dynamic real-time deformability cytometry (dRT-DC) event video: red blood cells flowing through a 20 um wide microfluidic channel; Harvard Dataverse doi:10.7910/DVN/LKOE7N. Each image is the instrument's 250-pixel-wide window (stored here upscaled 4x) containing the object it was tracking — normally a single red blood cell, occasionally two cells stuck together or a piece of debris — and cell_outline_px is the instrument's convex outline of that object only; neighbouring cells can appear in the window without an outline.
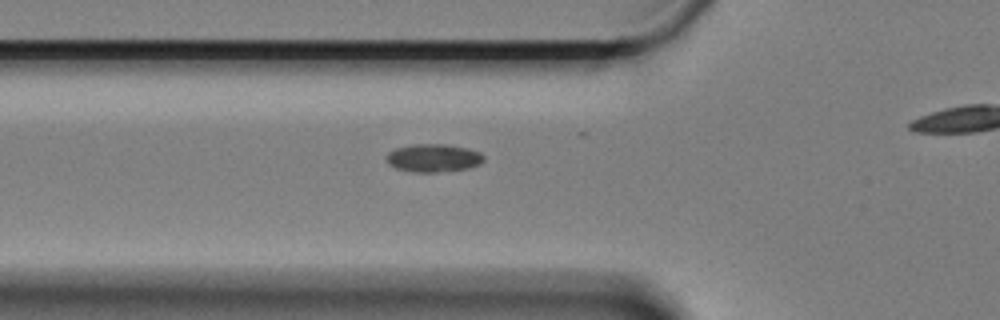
{"species": "Egyptian fruit bat (a non-hibernating species)", "species_latin": "Rousettus aegyptiacus", "temperature_condition": "cold", "stored_images_in_passage": 33, "camera_frame_rate_fps": 3000, "um_per_image_px": 0.085, "animal": {"sex": "female"}, "frame": {"image": 1, "passage_image": 2, "time_ms": 0.333, "image_size_px": [1000, 320], "cell_outline_px": [[484, 160], [480, 164], [468, 168], [436, 172], [412, 172], [396, 168], [388, 164], [388, 152], [396, 148], [416, 144], [444, 144], [468, 148], [480, 152], [484, 156]], "centroid_in_image_um": [36.86, 13.43], "position_along_channel_um": 88.9, "area_um2": 15.78}}
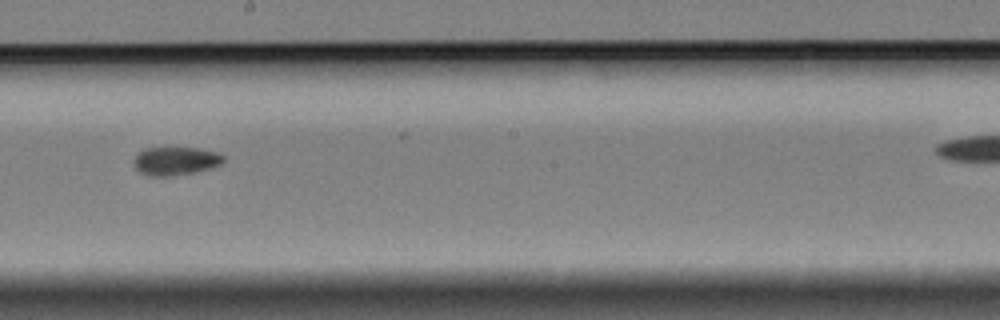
{"frame": {"image": 2, "passage_image": 15, "time_ms": 4.667, "image_size_px": [1000, 320], "cell_outline_px": [[224, 160], [220, 164], [196, 172], [172, 176], [148, 176], [140, 172], [136, 168], [132, 160], [140, 152], [148, 148], [196, 148], [216, 152], [224, 156]], "centroid_in_image_um": [14.9, 13.69], "position_along_channel_um": 233.3, "area_um2": 14.62}}
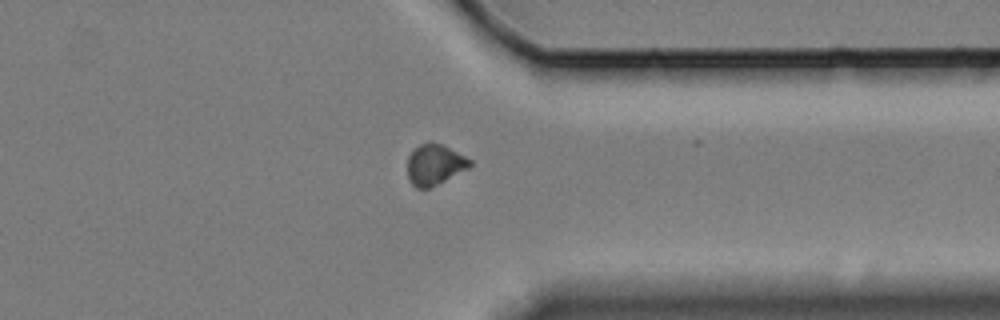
{"frame": {"image": 3, "passage_image": 28, "time_ms": 9.0, "image_size_px": [1000, 320], "cell_outline_px": [[472, 164], [468, 168], [428, 188], [416, 188], [408, 180], [408, 156], [420, 144], [428, 140], [440, 144], [472, 160]], "centroid_in_image_um": [36.92, 13.98], "position_along_channel_um": 374.5, "area_um2": 14.51}}